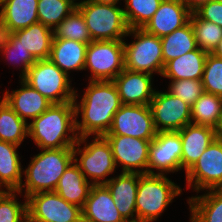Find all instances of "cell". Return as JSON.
Returning <instances> with one entry per match:
<instances>
[{
  "label": "cell",
  "instance_id": "6da1fadb",
  "mask_svg": "<svg viewBox=\"0 0 222 222\" xmlns=\"http://www.w3.org/2000/svg\"><path fill=\"white\" fill-rule=\"evenodd\" d=\"M78 91L73 99L75 128L78 138L104 136L109 131L115 113L122 103L113 81H89L80 102ZM78 102V103H77ZM81 116L79 121L77 118Z\"/></svg>",
  "mask_w": 222,
  "mask_h": 222
},
{
  "label": "cell",
  "instance_id": "7a4b0ae2",
  "mask_svg": "<svg viewBox=\"0 0 222 222\" xmlns=\"http://www.w3.org/2000/svg\"><path fill=\"white\" fill-rule=\"evenodd\" d=\"M28 137L39 149L74 147L78 136L73 101L52 104L40 116L28 122Z\"/></svg>",
  "mask_w": 222,
  "mask_h": 222
},
{
  "label": "cell",
  "instance_id": "3957f363",
  "mask_svg": "<svg viewBox=\"0 0 222 222\" xmlns=\"http://www.w3.org/2000/svg\"><path fill=\"white\" fill-rule=\"evenodd\" d=\"M23 170L25 182L21 183L18 192L23 198L39 193L55 191L60 177L73 161V147L60 149H40Z\"/></svg>",
  "mask_w": 222,
  "mask_h": 222
},
{
  "label": "cell",
  "instance_id": "277c9868",
  "mask_svg": "<svg viewBox=\"0 0 222 222\" xmlns=\"http://www.w3.org/2000/svg\"><path fill=\"white\" fill-rule=\"evenodd\" d=\"M182 188L166 175L140 174L136 194V221L154 222L167 210Z\"/></svg>",
  "mask_w": 222,
  "mask_h": 222
},
{
  "label": "cell",
  "instance_id": "5b68a950",
  "mask_svg": "<svg viewBox=\"0 0 222 222\" xmlns=\"http://www.w3.org/2000/svg\"><path fill=\"white\" fill-rule=\"evenodd\" d=\"M88 138L90 136L78 138L73 147V161L92 185L106 184L110 180L108 175L116 172L111 146L104 136H94L93 141L87 144Z\"/></svg>",
  "mask_w": 222,
  "mask_h": 222
},
{
  "label": "cell",
  "instance_id": "8992f818",
  "mask_svg": "<svg viewBox=\"0 0 222 222\" xmlns=\"http://www.w3.org/2000/svg\"><path fill=\"white\" fill-rule=\"evenodd\" d=\"M76 8L85 19L92 41L126 39L129 27L123 8L86 0L77 2Z\"/></svg>",
  "mask_w": 222,
  "mask_h": 222
},
{
  "label": "cell",
  "instance_id": "52a82bcc",
  "mask_svg": "<svg viewBox=\"0 0 222 222\" xmlns=\"http://www.w3.org/2000/svg\"><path fill=\"white\" fill-rule=\"evenodd\" d=\"M127 36H133L134 40L130 44L124 41L125 69L162 75L164 60L161 39L143 28L129 29Z\"/></svg>",
  "mask_w": 222,
  "mask_h": 222
},
{
  "label": "cell",
  "instance_id": "ba28073f",
  "mask_svg": "<svg viewBox=\"0 0 222 222\" xmlns=\"http://www.w3.org/2000/svg\"><path fill=\"white\" fill-rule=\"evenodd\" d=\"M50 59L37 60L22 78L32 88L40 92L52 104L73 101L74 87L71 78Z\"/></svg>",
  "mask_w": 222,
  "mask_h": 222
},
{
  "label": "cell",
  "instance_id": "9c48e42d",
  "mask_svg": "<svg viewBox=\"0 0 222 222\" xmlns=\"http://www.w3.org/2000/svg\"><path fill=\"white\" fill-rule=\"evenodd\" d=\"M90 81H113L124 69V40L91 41L86 50L84 70Z\"/></svg>",
  "mask_w": 222,
  "mask_h": 222
},
{
  "label": "cell",
  "instance_id": "30bf717a",
  "mask_svg": "<svg viewBox=\"0 0 222 222\" xmlns=\"http://www.w3.org/2000/svg\"><path fill=\"white\" fill-rule=\"evenodd\" d=\"M27 222H77L82 208L65 201L55 191L39 192L26 198Z\"/></svg>",
  "mask_w": 222,
  "mask_h": 222
},
{
  "label": "cell",
  "instance_id": "8fae6325",
  "mask_svg": "<svg viewBox=\"0 0 222 222\" xmlns=\"http://www.w3.org/2000/svg\"><path fill=\"white\" fill-rule=\"evenodd\" d=\"M185 174L187 188L197 194L222 189V139L216 137Z\"/></svg>",
  "mask_w": 222,
  "mask_h": 222
},
{
  "label": "cell",
  "instance_id": "7c38bea8",
  "mask_svg": "<svg viewBox=\"0 0 222 222\" xmlns=\"http://www.w3.org/2000/svg\"><path fill=\"white\" fill-rule=\"evenodd\" d=\"M181 156L179 131L157 132L149 146L147 174L165 175L181 171Z\"/></svg>",
  "mask_w": 222,
  "mask_h": 222
},
{
  "label": "cell",
  "instance_id": "4fadbf2b",
  "mask_svg": "<svg viewBox=\"0 0 222 222\" xmlns=\"http://www.w3.org/2000/svg\"><path fill=\"white\" fill-rule=\"evenodd\" d=\"M156 134L149 105L122 104L105 135H124L151 141Z\"/></svg>",
  "mask_w": 222,
  "mask_h": 222
},
{
  "label": "cell",
  "instance_id": "5bb4252c",
  "mask_svg": "<svg viewBox=\"0 0 222 222\" xmlns=\"http://www.w3.org/2000/svg\"><path fill=\"white\" fill-rule=\"evenodd\" d=\"M157 132L179 131L191 122V107L168 91H155L149 104Z\"/></svg>",
  "mask_w": 222,
  "mask_h": 222
},
{
  "label": "cell",
  "instance_id": "9a60e30c",
  "mask_svg": "<svg viewBox=\"0 0 222 222\" xmlns=\"http://www.w3.org/2000/svg\"><path fill=\"white\" fill-rule=\"evenodd\" d=\"M109 142L116 167L121 172L147 174L151 141L124 135H104Z\"/></svg>",
  "mask_w": 222,
  "mask_h": 222
},
{
  "label": "cell",
  "instance_id": "2e32d148",
  "mask_svg": "<svg viewBox=\"0 0 222 222\" xmlns=\"http://www.w3.org/2000/svg\"><path fill=\"white\" fill-rule=\"evenodd\" d=\"M154 75L124 69L114 80L122 104L149 105L155 90Z\"/></svg>",
  "mask_w": 222,
  "mask_h": 222
},
{
  "label": "cell",
  "instance_id": "e0dca14e",
  "mask_svg": "<svg viewBox=\"0 0 222 222\" xmlns=\"http://www.w3.org/2000/svg\"><path fill=\"white\" fill-rule=\"evenodd\" d=\"M191 13L181 0H163L143 29L149 34L162 38L186 25Z\"/></svg>",
  "mask_w": 222,
  "mask_h": 222
},
{
  "label": "cell",
  "instance_id": "ac0fdd59",
  "mask_svg": "<svg viewBox=\"0 0 222 222\" xmlns=\"http://www.w3.org/2000/svg\"><path fill=\"white\" fill-rule=\"evenodd\" d=\"M138 182L139 173L121 172L116 177H110V180L105 184L111 192L116 208L127 222H136Z\"/></svg>",
  "mask_w": 222,
  "mask_h": 222
},
{
  "label": "cell",
  "instance_id": "d6986e66",
  "mask_svg": "<svg viewBox=\"0 0 222 222\" xmlns=\"http://www.w3.org/2000/svg\"><path fill=\"white\" fill-rule=\"evenodd\" d=\"M38 0H0V33H13L38 23Z\"/></svg>",
  "mask_w": 222,
  "mask_h": 222
},
{
  "label": "cell",
  "instance_id": "ffe728a7",
  "mask_svg": "<svg viewBox=\"0 0 222 222\" xmlns=\"http://www.w3.org/2000/svg\"><path fill=\"white\" fill-rule=\"evenodd\" d=\"M20 87L17 90L5 91L2 99L26 122L37 118L52 103L40 92L32 88L23 79H20Z\"/></svg>",
  "mask_w": 222,
  "mask_h": 222
},
{
  "label": "cell",
  "instance_id": "44dd1931",
  "mask_svg": "<svg viewBox=\"0 0 222 222\" xmlns=\"http://www.w3.org/2000/svg\"><path fill=\"white\" fill-rule=\"evenodd\" d=\"M179 134L182 141L181 170L186 173L217 135L215 129L193 123L179 130Z\"/></svg>",
  "mask_w": 222,
  "mask_h": 222
},
{
  "label": "cell",
  "instance_id": "7402d4cb",
  "mask_svg": "<svg viewBox=\"0 0 222 222\" xmlns=\"http://www.w3.org/2000/svg\"><path fill=\"white\" fill-rule=\"evenodd\" d=\"M82 217L88 222H127L116 208L105 184L92 185L82 208Z\"/></svg>",
  "mask_w": 222,
  "mask_h": 222
},
{
  "label": "cell",
  "instance_id": "603a6c76",
  "mask_svg": "<svg viewBox=\"0 0 222 222\" xmlns=\"http://www.w3.org/2000/svg\"><path fill=\"white\" fill-rule=\"evenodd\" d=\"M87 46L80 41L53 38L49 59L69 76L71 70H84Z\"/></svg>",
  "mask_w": 222,
  "mask_h": 222
},
{
  "label": "cell",
  "instance_id": "cb8c5ba5",
  "mask_svg": "<svg viewBox=\"0 0 222 222\" xmlns=\"http://www.w3.org/2000/svg\"><path fill=\"white\" fill-rule=\"evenodd\" d=\"M208 52L197 48L164 65L163 77L170 80H201Z\"/></svg>",
  "mask_w": 222,
  "mask_h": 222
},
{
  "label": "cell",
  "instance_id": "d4e9b609",
  "mask_svg": "<svg viewBox=\"0 0 222 222\" xmlns=\"http://www.w3.org/2000/svg\"><path fill=\"white\" fill-rule=\"evenodd\" d=\"M92 184L86 180L78 165L72 161L59 179L55 192L65 201L83 208Z\"/></svg>",
  "mask_w": 222,
  "mask_h": 222
},
{
  "label": "cell",
  "instance_id": "484cf974",
  "mask_svg": "<svg viewBox=\"0 0 222 222\" xmlns=\"http://www.w3.org/2000/svg\"><path fill=\"white\" fill-rule=\"evenodd\" d=\"M13 34L36 60L49 59L54 37L53 29L38 22L14 31Z\"/></svg>",
  "mask_w": 222,
  "mask_h": 222
},
{
  "label": "cell",
  "instance_id": "4316f807",
  "mask_svg": "<svg viewBox=\"0 0 222 222\" xmlns=\"http://www.w3.org/2000/svg\"><path fill=\"white\" fill-rule=\"evenodd\" d=\"M20 146L0 141V187L18 191L23 181V167L17 148Z\"/></svg>",
  "mask_w": 222,
  "mask_h": 222
},
{
  "label": "cell",
  "instance_id": "83f0119b",
  "mask_svg": "<svg viewBox=\"0 0 222 222\" xmlns=\"http://www.w3.org/2000/svg\"><path fill=\"white\" fill-rule=\"evenodd\" d=\"M206 192L188 198L190 222H222V189Z\"/></svg>",
  "mask_w": 222,
  "mask_h": 222
},
{
  "label": "cell",
  "instance_id": "f1b7e54d",
  "mask_svg": "<svg viewBox=\"0 0 222 222\" xmlns=\"http://www.w3.org/2000/svg\"><path fill=\"white\" fill-rule=\"evenodd\" d=\"M161 39L164 65L177 57L196 50L197 44L190 21Z\"/></svg>",
  "mask_w": 222,
  "mask_h": 222
},
{
  "label": "cell",
  "instance_id": "f546056e",
  "mask_svg": "<svg viewBox=\"0 0 222 222\" xmlns=\"http://www.w3.org/2000/svg\"><path fill=\"white\" fill-rule=\"evenodd\" d=\"M222 116V97L204 92L191 107V122L217 129Z\"/></svg>",
  "mask_w": 222,
  "mask_h": 222
},
{
  "label": "cell",
  "instance_id": "4dcf8cb0",
  "mask_svg": "<svg viewBox=\"0 0 222 222\" xmlns=\"http://www.w3.org/2000/svg\"><path fill=\"white\" fill-rule=\"evenodd\" d=\"M26 137H28V122L2 99L0 102V141L20 146Z\"/></svg>",
  "mask_w": 222,
  "mask_h": 222
},
{
  "label": "cell",
  "instance_id": "1f68e13d",
  "mask_svg": "<svg viewBox=\"0 0 222 222\" xmlns=\"http://www.w3.org/2000/svg\"><path fill=\"white\" fill-rule=\"evenodd\" d=\"M0 53L5 60L21 69L19 78L22 79L37 61L21 44L13 33H0ZM18 64V65H17Z\"/></svg>",
  "mask_w": 222,
  "mask_h": 222
},
{
  "label": "cell",
  "instance_id": "d6a6232c",
  "mask_svg": "<svg viewBox=\"0 0 222 222\" xmlns=\"http://www.w3.org/2000/svg\"><path fill=\"white\" fill-rule=\"evenodd\" d=\"M76 0H38L39 22L54 30L75 8Z\"/></svg>",
  "mask_w": 222,
  "mask_h": 222
},
{
  "label": "cell",
  "instance_id": "836d02e7",
  "mask_svg": "<svg viewBox=\"0 0 222 222\" xmlns=\"http://www.w3.org/2000/svg\"><path fill=\"white\" fill-rule=\"evenodd\" d=\"M53 34V38L75 40L86 44L92 41L85 19L77 8L54 28Z\"/></svg>",
  "mask_w": 222,
  "mask_h": 222
},
{
  "label": "cell",
  "instance_id": "e575fe53",
  "mask_svg": "<svg viewBox=\"0 0 222 222\" xmlns=\"http://www.w3.org/2000/svg\"><path fill=\"white\" fill-rule=\"evenodd\" d=\"M189 21L194 30L197 47L212 53L222 39V27L199 18L194 12L191 13Z\"/></svg>",
  "mask_w": 222,
  "mask_h": 222
},
{
  "label": "cell",
  "instance_id": "d590c367",
  "mask_svg": "<svg viewBox=\"0 0 222 222\" xmlns=\"http://www.w3.org/2000/svg\"><path fill=\"white\" fill-rule=\"evenodd\" d=\"M163 0H124V16L129 29L143 28Z\"/></svg>",
  "mask_w": 222,
  "mask_h": 222
},
{
  "label": "cell",
  "instance_id": "8d00e7d4",
  "mask_svg": "<svg viewBox=\"0 0 222 222\" xmlns=\"http://www.w3.org/2000/svg\"><path fill=\"white\" fill-rule=\"evenodd\" d=\"M18 191H6L0 197V222H27V200L18 201Z\"/></svg>",
  "mask_w": 222,
  "mask_h": 222
},
{
  "label": "cell",
  "instance_id": "74e56055",
  "mask_svg": "<svg viewBox=\"0 0 222 222\" xmlns=\"http://www.w3.org/2000/svg\"><path fill=\"white\" fill-rule=\"evenodd\" d=\"M201 82L204 91L222 97V59L208 53Z\"/></svg>",
  "mask_w": 222,
  "mask_h": 222
},
{
  "label": "cell",
  "instance_id": "f35d334b",
  "mask_svg": "<svg viewBox=\"0 0 222 222\" xmlns=\"http://www.w3.org/2000/svg\"><path fill=\"white\" fill-rule=\"evenodd\" d=\"M168 92L182 99L190 107L205 92L201 80H170Z\"/></svg>",
  "mask_w": 222,
  "mask_h": 222
},
{
  "label": "cell",
  "instance_id": "ab89813d",
  "mask_svg": "<svg viewBox=\"0 0 222 222\" xmlns=\"http://www.w3.org/2000/svg\"><path fill=\"white\" fill-rule=\"evenodd\" d=\"M194 13L201 19L222 27V2L213 0L200 6Z\"/></svg>",
  "mask_w": 222,
  "mask_h": 222
},
{
  "label": "cell",
  "instance_id": "60d3db41",
  "mask_svg": "<svg viewBox=\"0 0 222 222\" xmlns=\"http://www.w3.org/2000/svg\"><path fill=\"white\" fill-rule=\"evenodd\" d=\"M181 1L193 13L195 10H197L203 4H206V3L213 1V0H181Z\"/></svg>",
  "mask_w": 222,
  "mask_h": 222
},
{
  "label": "cell",
  "instance_id": "b9f144b4",
  "mask_svg": "<svg viewBox=\"0 0 222 222\" xmlns=\"http://www.w3.org/2000/svg\"><path fill=\"white\" fill-rule=\"evenodd\" d=\"M93 3H100V4H108V5H117L120 3V0H86Z\"/></svg>",
  "mask_w": 222,
  "mask_h": 222
},
{
  "label": "cell",
  "instance_id": "7bdbcfd3",
  "mask_svg": "<svg viewBox=\"0 0 222 222\" xmlns=\"http://www.w3.org/2000/svg\"><path fill=\"white\" fill-rule=\"evenodd\" d=\"M212 54L218 58L222 59V39L216 46V48L213 50Z\"/></svg>",
  "mask_w": 222,
  "mask_h": 222
},
{
  "label": "cell",
  "instance_id": "ee69618b",
  "mask_svg": "<svg viewBox=\"0 0 222 222\" xmlns=\"http://www.w3.org/2000/svg\"><path fill=\"white\" fill-rule=\"evenodd\" d=\"M216 135H217L218 138L222 139V116H221L219 126L216 129Z\"/></svg>",
  "mask_w": 222,
  "mask_h": 222
},
{
  "label": "cell",
  "instance_id": "f6af8a7d",
  "mask_svg": "<svg viewBox=\"0 0 222 222\" xmlns=\"http://www.w3.org/2000/svg\"><path fill=\"white\" fill-rule=\"evenodd\" d=\"M6 191L2 188H0V197L5 193Z\"/></svg>",
  "mask_w": 222,
  "mask_h": 222
},
{
  "label": "cell",
  "instance_id": "bcb514c9",
  "mask_svg": "<svg viewBox=\"0 0 222 222\" xmlns=\"http://www.w3.org/2000/svg\"><path fill=\"white\" fill-rule=\"evenodd\" d=\"M77 222H88V221H86V220L82 217V218H80Z\"/></svg>",
  "mask_w": 222,
  "mask_h": 222
}]
</instances>
